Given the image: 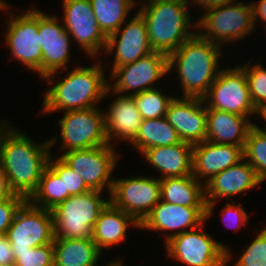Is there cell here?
<instances>
[{"label":"cell","mask_w":266,"mask_h":266,"mask_svg":"<svg viewBox=\"0 0 266 266\" xmlns=\"http://www.w3.org/2000/svg\"><path fill=\"white\" fill-rule=\"evenodd\" d=\"M60 18L38 8V36L42 49V78L52 73L68 70L71 36ZM63 69V70H62Z\"/></svg>","instance_id":"cell-16"},{"label":"cell","mask_w":266,"mask_h":266,"mask_svg":"<svg viewBox=\"0 0 266 266\" xmlns=\"http://www.w3.org/2000/svg\"><path fill=\"white\" fill-rule=\"evenodd\" d=\"M221 48L196 33L168 55V73L176 71L182 97L203 99L207 95L222 70Z\"/></svg>","instance_id":"cell-3"},{"label":"cell","mask_w":266,"mask_h":266,"mask_svg":"<svg viewBox=\"0 0 266 266\" xmlns=\"http://www.w3.org/2000/svg\"><path fill=\"white\" fill-rule=\"evenodd\" d=\"M206 112V140L215 144L245 145L253 121L248 117L217 109H206Z\"/></svg>","instance_id":"cell-24"},{"label":"cell","mask_w":266,"mask_h":266,"mask_svg":"<svg viewBox=\"0 0 266 266\" xmlns=\"http://www.w3.org/2000/svg\"><path fill=\"white\" fill-rule=\"evenodd\" d=\"M205 223L164 243L166 256L186 266H227L234 255L232 249L205 232Z\"/></svg>","instance_id":"cell-7"},{"label":"cell","mask_w":266,"mask_h":266,"mask_svg":"<svg viewBox=\"0 0 266 266\" xmlns=\"http://www.w3.org/2000/svg\"><path fill=\"white\" fill-rule=\"evenodd\" d=\"M244 71L254 107L266 102V68L260 63L240 66Z\"/></svg>","instance_id":"cell-34"},{"label":"cell","mask_w":266,"mask_h":266,"mask_svg":"<svg viewBox=\"0 0 266 266\" xmlns=\"http://www.w3.org/2000/svg\"><path fill=\"white\" fill-rule=\"evenodd\" d=\"M203 99L206 109L226 111L250 120L255 115L245 71L240 65L223 68Z\"/></svg>","instance_id":"cell-13"},{"label":"cell","mask_w":266,"mask_h":266,"mask_svg":"<svg viewBox=\"0 0 266 266\" xmlns=\"http://www.w3.org/2000/svg\"><path fill=\"white\" fill-rule=\"evenodd\" d=\"M124 263L122 262V260L120 261V259L119 260H117V261H112V262H109L108 264H104V265H102V266H125V265H123ZM98 266V265H97Z\"/></svg>","instance_id":"cell-45"},{"label":"cell","mask_w":266,"mask_h":266,"mask_svg":"<svg viewBox=\"0 0 266 266\" xmlns=\"http://www.w3.org/2000/svg\"><path fill=\"white\" fill-rule=\"evenodd\" d=\"M128 227L139 229L140 224L132 216L109 202L95 222L92 240L103 253V249L108 250L111 246L119 245L126 240Z\"/></svg>","instance_id":"cell-25"},{"label":"cell","mask_w":266,"mask_h":266,"mask_svg":"<svg viewBox=\"0 0 266 266\" xmlns=\"http://www.w3.org/2000/svg\"><path fill=\"white\" fill-rule=\"evenodd\" d=\"M220 216L225 226L234 229V231L240 230L243 226L246 228L247 223L250 221L249 215L243 206L241 204L237 205L235 202L233 203L232 200L224 205Z\"/></svg>","instance_id":"cell-37"},{"label":"cell","mask_w":266,"mask_h":266,"mask_svg":"<svg viewBox=\"0 0 266 266\" xmlns=\"http://www.w3.org/2000/svg\"><path fill=\"white\" fill-rule=\"evenodd\" d=\"M116 95L118 97L110 101L105 112L106 137L108 144L112 146L116 145L118 140L128 141L130 144L135 139L143 120L134 102V96Z\"/></svg>","instance_id":"cell-22"},{"label":"cell","mask_w":266,"mask_h":266,"mask_svg":"<svg viewBox=\"0 0 266 266\" xmlns=\"http://www.w3.org/2000/svg\"><path fill=\"white\" fill-rule=\"evenodd\" d=\"M190 1L154 0L140 3L137 11L144 18L153 51L170 55L196 34V23H192L193 16L189 13Z\"/></svg>","instance_id":"cell-4"},{"label":"cell","mask_w":266,"mask_h":266,"mask_svg":"<svg viewBox=\"0 0 266 266\" xmlns=\"http://www.w3.org/2000/svg\"><path fill=\"white\" fill-rule=\"evenodd\" d=\"M110 202L139 224L161 200L160 178L137 176L115 179Z\"/></svg>","instance_id":"cell-14"},{"label":"cell","mask_w":266,"mask_h":266,"mask_svg":"<svg viewBox=\"0 0 266 266\" xmlns=\"http://www.w3.org/2000/svg\"><path fill=\"white\" fill-rule=\"evenodd\" d=\"M6 236L13 253L53 243L55 236L52 210L34 206L26 200L16 212Z\"/></svg>","instance_id":"cell-12"},{"label":"cell","mask_w":266,"mask_h":266,"mask_svg":"<svg viewBox=\"0 0 266 266\" xmlns=\"http://www.w3.org/2000/svg\"><path fill=\"white\" fill-rule=\"evenodd\" d=\"M243 148L244 146L215 144L208 140L193 145L192 175L205 184L216 174L243 160Z\"/></svg>","instance_id":"cell-21"},{"label":"cell","mask_w":266,"mask_h":266,"mask_svg":"<svg viewBox=\"0 0 266 266\" xmlns=\"http://www.w3.org/2000/svg\"><path fill=\"white\" fill-rule=\"evenodd\" d=\"M51 154L48 166L59 176L63 177L64 201L72 195H79L91 191L82 177L73 171L59 156L52 157Z\"/></svg>","instance_id":"cell-33"},{"label":"cell","mask_w":266,"mask_h":266,"mask_svg":"<svg viewBox=\"0 0 266 266\" xmlns=\"http://www.w3.org/2000/svg\"><path fill=\"white\" fill-rule=\"evenodd\" d=\"M53 247V266H97L103 254L92 239L54 238Z\"/></svg>","instance_id":"cell-26"},{"label":"cell","mask_w":266,"mask_h":266,"mask_svg":"<svg viewBox=\"0 0 266 266\" xmlns=\"http://www.w3.org/2000/svg\"><path fill=\"white\" fill-rule=\"evenodd\" d=\"M4 26L5 46L10 56L42 78V49L38 36V8H30L21 15L9 13Z\"/></svg>","instance_id":"cell-8"},{"label":"cell","mask_w":266,"mask_h":266,"mask_svg":"<svg viewBox=\"0 0 266 266\" xmlns=\"http://www.w3.org/2000/svg\"><path fill=\"white\" fill-rule=\"evenodd\" d=\"M9 123L4 122L0 126V167L14 194L28 200L37 189L41 175L48 166L58 135L39 143Z\"/></svg>","instance_id":"cell-1"},{"label":"cell","mask_w":266,"mask_h":266,"mask_svg":"<svg viewBox=\"0 0 266 266\" xmlns=\"http://www.w3.org/2000/svg\"><path fill=\"white\" fill-rule=\"evenodd\" d=\"M205 221L206 206L186 207L160 200L140 223L139 229L164 231L166 243L173 236L196 229Z\"/></svg>","instance_id":"cell-17"},{"label":"cell","mask_w":266,"mask_h":266,"mask_svg":"<svg viewBox=\"0 0 266 266\" xmlns=\"http://www.w3.org/2000/svg\"><path fill=\"white\" fill-rule=\"evenodd\" d=\"M115 146H103L72 150L58 155L73 171L78 173L91 190L108 191L113 187L112 174L119 158ZM106 189V190H104Z\"/></svg>","instance_id":"cell-10"},{"label":"cell","mask_w":266,"mask_h":266,"mask_svg":"<svg viewBox=\"0 0 266 266\" xmlns=\"http://www.w3.org/2000/svg\"><path fill=\"white\" fill-rule=\"evenodd\" d=\"M143 1V0H142ZM147 1V2H146ZM151 1H154V0H145L144 3H148V2H151Z\"/></svg>","instance_id":"cell-47"},{"label":"cell","mask_w":266,"mask_h":266,"mask_svg":"<svg viewBox=\"0 0 266 266\" xmlns=\"http://www.w3.org/2000/svg\"><path fill=\"white\" fill-rule=\"evenodd\" d=\"M127 23V24H126ZM116 32L107 37L105 52H115L111 69L129 64L153 52L149 43L147 27L142 15H135Z\"/></svg>","instance_id":"cell-18"},{"label":"cell","mask_w":266,"mask_h":266,"mask_svg":"<svg viewBox=\"0 0 266 266\" xmlns=\"http://www.w3.org/2000/svg\"><path fill=\"white\" fill-rule=\"evenodd\" d=\"M28 201L34 206L52 210L64 201L63 177H59L49 166L45 168L35 192Z\"/></svg>","instance_id":"cell-30"},{"label":"cell","mask_w":266,"mask_h":266,"mask_svg":"<svg viewBox=\"0 0 266 266\" xmlns=\"http://www.w3.org/2000/svg\"><path fill=\"white\" fill-rule=\"evenodd\" d=\"M177 131L165 117L142 120L135 139L129 144L141 154L144 150L158 146H171L180 143Z\"/></svg>","instance_id":"cell-28"},{"label":"cell","mask_w":266,"mask_h":266,"mask_svg":"<svg viewBox=\"0 0 266 266\" xmlns=\"http://www.w3.org/2000/svg\"><path fill=\"white\" fill-rule=\"evenodd\" d=\"M101 191L69 196L52 209L55 238L92 239L101 211L110 202Z\"/></svg>","instance_id":"cell-5"},{"label":"cell","mask_w":266,"mask_h":266,"mask_svg":"<svg viewBox=\"0 0 266 266\" xmlns=\"http://www.w3.org/2000/svg\"><path fill=\"white\" fill-rule=\"evenodd\" d=\"M16 266H53V243L34 247L31 250L13 253Z\"/></svg>","instance_id":"cell-36"},{"label":"cell","mask_w":266,"mask_h":266,"mask_svg":"<svg viewBox=\"0 0 266 266\" xmlns=\"http://www.w3.org/2000/svg\"><path fill=\"white\" fill-rule=\"evenodd\" d=\"M174 97L155 88L134 95V102L143 120L157 119L165 117L168 105Z\"/></svg>","instance_id":"cell-32"},{"label":"cell","mask_w":266,"mask_h":266,"mask_svg":"<svg viewBox=\"0 0 266 266\" xmlns=\"http://www.w3.org/2000/svg\"><path fill=\"white\" fill-rule=\"evenodd\" d=\"M104 65L100 60L88 67L77 66L72 71H67L57 83L54 81L57 73L47 75L44 79L50 87L45 92L40 113L67 112L98 106L106 95L109 96L106 93L108 79L106 81Z\"/></svg>","instance_id":"cell-2"},{"label":"cell","mask_w":266,"mask_h":266,"mask_svg":"<svg viewBox=\"0 0 266 266\" xmlns=\"http://www.w3.org/2000/svg\"><path fill=\"white\" fill-rule=\"evenodd\" d=\"M9 8H10V5L9 4H7V1H5V0H0V11L2 12H4V10H6L7 11V9L9 10Z\"/></svg>","instance_id":"cell-44"},{"label":"cell","mask_w":266,"mask_h":266,"mask_svg":"<svg viewBox=\"0 0 266 266\" xmlns=\"http://www.w3.org/2000/svg\"><path fill=\"white\" fill-rule=\"evenodd\" d=\"M15 194L11 190L8 178L0 167V201L13 197Z\"/></svg>","instance_id":"cell-42"},{"label":"cell","mask_w":266,"mask_h":266,"mask_svg":"<svg viewBox=\"0 0 266 266\" xmlns=\"http://www.w3.org/2000/svg\"><path fill=\"white\" fill-rule=\"evenodd\" d=\"M203 13L196 22V33L222 49L225 44H234L255 31L250 2L244 5L238 1L205 10Z\"/></svg>","instance_id":"cell-6"},{"label":"cell","mask_w":266,"mask_h":266,"mask_svg":"<svg viewBox=\"0 0 266 266\" xmlns=\"http://www.w3.org/2000/svg\"><path fill=\"white\" fill-rule=\"evenodd\" d=\"M168 74V55L153 51L135 62L111 70L106 93L134 96L145 90L157 88L154 83Z\"/></svg>","instance_id":"cell-9"},{"label":"cell","mask_w":266,"mask_h":266,"mask_svg":"<svg viewBox=\"0 0 266 266\" xmlns=\"http://www.w3.org/2000/svg\"><path fill=\"white\" fill-rule=\"evenodd\" d=\"M61 146L58 150L88 149L108 144L105 112L99 106L63 112L59 119Z\"/></svg>","instance_id":"cell-11"},{"label":"cell","mask_w":266,"mask_h":266,"mask_svg":"<svg viewBox=\"0 0 266 266\" xmlns=\"http://www.w3.org/2000/svg\"><path fill=\"white\" fill-rule=\"evenodd\" d=\"M92 11L103 34L108 37L116 32L127 20L136 0H90Z\"/></svg>","instance_id":"cell-29"},{"label":"cell","mask_w":266,"mask_h":266,"mask_svg":"<svg viewBox=\"0 0 266 266\" xmlns=\"http://www.w3.org/2000/svg\"><path fill=\"white\" fill-rule=\"evenodd\" d=\"M261 183L255 169L245 159L213 176L204 184L206 221H210L219 199L241 195Z\"/></svg>","instance_id":"cell-19"},{"label":"cell","mask_w":266,"mask_h":266,"mask_svg":"<svg viewBox=\"0 0 266 266\" xmlns=\"http://www.w3.org/2000/svg\"><path fill=\"white\" fill-rule=\"evenodd\" d=\"M141 156L161 173L160 179L192 175L193 145L190 143L181 141L171 146L148 148Z\"/></svg>","instance_id":"cell-23"},{"label":"cell","mask_w":266,"mask_h":266,"mask_svg":"<svg viewBox=\"0 0 266 266\" xmlns=\"http://www.w3.org/2000/svg\"><path fill=\"white\" fill-rule=\"evenodd\" d=\"M243 155L255 169L259 180L266 181V132L252 126L245 141Z\"/></svg>","instance_id":"cell-31"},{"label":"cell","mask_w":266,"mask_h":266,"mask_svg":"<svg viewBox=\"0 0 266 266\" xmlns=\"http://www.w3.org/2000/svg\"><path fill=\"white\" fill-rule=\"evenodd\" d=\"M238 1L239 0H192L191 2L195 4V7L197 5L200 8L202 7V11H205L214 7L232 4Z\"/></svg>","instance_id":"cell-41"},{"label":"cell","mask_w":266,"mask_h":266,"mask_svg":"<svg viewBox=\"0 0 266 266\" xmlns=\"http://www.w3.org/2000/svg\"><path fill=\"white\" fill-rule=\"evenodd\" d=\"M14 262L13 250L6 235H0V264Z\"/></svg>","instance_id":"cell-40"},{"label":"cell","mask_w":266,"mask_h":266,"mask_svg":"<svg viewBox=\"0 0 266 266\" xmlns=\"http://www.w3.org/2000/svg\"><path fill=\"white\" fill-rule=\"evenodd\" d=\"M257 2L258 3L255 1L252 2V0L250 2L252 6L254 28L256 27V23L260 20L264 27L263 30L266 31V0H259Z\"/></svg>","instance_id":"cell-39"},{"label":"cell","mask_w":266,"mask_h":266,"mask_svg":"<svg viewBox=\"0 0 266 266\" xmlns=\"http://www.w3.org/2000/svg\"><path fill=\"white\" fill-rule=\"evenodd\" d=\"M165 118L182 142L195 145L206 140L207 112L204 99L175 96L168 105Z\"/></svg>","instance_id":"cell-20"},{"label":"cell","mask_w":266,"mask_h":266,"mask_svg":"<svg viewBox=\"0 0 266 266\" xmlns=\"http://www.w3.org/2000/svg\"><path fill=\"white\" fill-rule=\"evenodd\" d=\"M233 266H266V226L257 232Z\"/></svg>","instance_id":"cell-35"},{"label":"cell","mask_w":266,"mask_h":266,"mask_svg":"<svg viewBox=\"0 0 266 266\" xmlns=\"http://www.w3.org/2000/svg\"><path fill=\"white\" fill-rule=\"evenodd\" d=\"M26 201L19 195L0 201V235H6L20 206Z\"/></svg>","instance_id":"cell-38"},{"label":"cell","mask_w":266,"mask_h":266,"mask_svg":"<svg viewBox=\"0 0 266 266\" xmlns=\"http://www.w3.org/2000/svg\"><path fill=\"white\" fill-rule=\"evenodd\" d=\"M255 115L260 116L266 122V102L261 103L258 107H256ZM253 126L260 131L266 132V125H264L263 129L253 122Z\"/></svg>","instance_id":"cell-43"},{"label":"cell","mask_w":266,"mask_h":266,"mask_svg":"<svg viewBox=\"0 0 266 266\" xmlns=\"http://www.w3.org/2000/svg\"><path fill=\"white\" fill-rule=\"evenodd\" d=\"M0 266H16L14 262L9 263V264H0Z\"/></svg>","instance_id":"cell-46"},{"label":"cell","mask_w":266,"mask_h":266,"mask_svg":"<svg viewBox=\"0 0 266 266\" xmlns=\"http://www.w3.org/2000/svg\"><path fill=\"white\" fill-rule=\"evenodd\" d=\"M161 200L182 206H206L203 182L193 175L160 179Z\"/></svg>","instance_id":"cell-27"},{"label":"cell","mask_w":266,"mask_h":266,"mask_svg":"<svg viewBox=\"0 0 266 266\" xmlns=\"http://www.w3.org/2000/svg\"><path fill=\"white\" fill-rule=\"evenodd\" d=\"M63 20L66 31L72 40L95 60L97 55L105 52L107 37L100 30L92 11L90 0H62Z\"/></svg>","instance_id":"cell-15"}]
</instances>
